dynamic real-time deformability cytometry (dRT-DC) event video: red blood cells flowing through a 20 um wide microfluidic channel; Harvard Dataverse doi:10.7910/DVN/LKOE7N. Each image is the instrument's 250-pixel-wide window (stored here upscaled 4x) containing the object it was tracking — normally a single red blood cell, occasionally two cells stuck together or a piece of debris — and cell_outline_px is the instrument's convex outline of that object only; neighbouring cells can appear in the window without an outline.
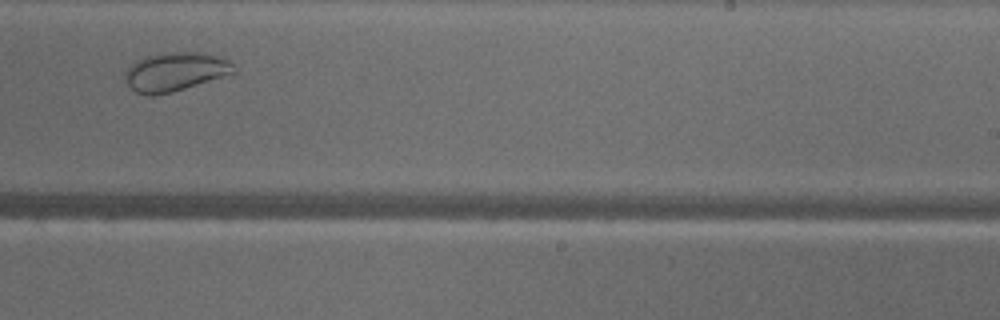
{"species": "common noctule bat (a hibernating species)", "species_latin": "Nyctalus noctula", "temperature_condition": "warm", "stored_images_in_passage": 29, "camera_frame_rate_fps": 3000, "um_per_image_px": 0.085, "animal": {"sex": "male", "body_mass_g": 18.8}, "frame": {"image": 1, "passage_image": 21, "time_ms": 6.667, "image_size_px": [1000, 320], "cell_outline_px": [[236, 72], [228, 76], [172, 92], [152, 96], [136, 92], [128, 84], [124, 76], [124, 72], [136, 60], [148, 56], [168, 52], [196, 52], [216, 56], [228, 60], [236, 68]], "centroid_in_image_um": [14.92, 6.11], "position_along_channel_um": 274.1, "area_um2": 24.51}, "authors_computed_cell_mechanics": {"area_um2": 27.9174, "velocity_mm_per_s": 4.1063, "shape_relaxation_time_tau1_ms": null, "shape_relaxation_time_tau2_ms": 1.2748, "deformation_change_tau1": null, "deformation_change_tau2": 0.0552}}